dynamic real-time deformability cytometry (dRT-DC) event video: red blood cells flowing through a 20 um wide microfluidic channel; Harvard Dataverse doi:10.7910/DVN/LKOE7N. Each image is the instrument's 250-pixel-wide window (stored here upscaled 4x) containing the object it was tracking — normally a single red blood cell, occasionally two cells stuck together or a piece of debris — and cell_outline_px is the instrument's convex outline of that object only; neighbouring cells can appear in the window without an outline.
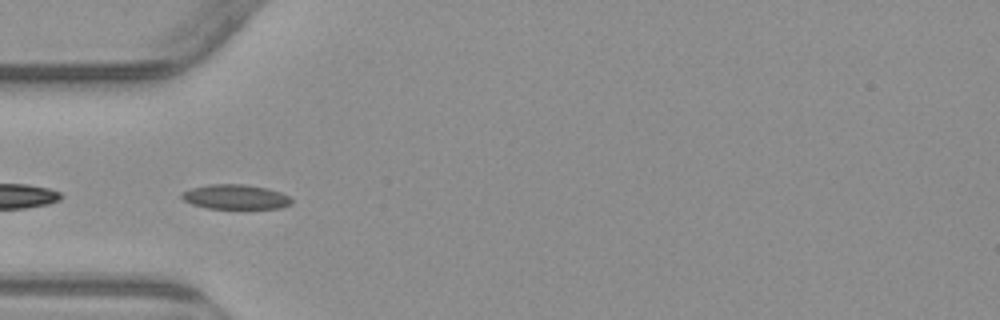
{"species": "common noctule bat (a hibernating species)", "species_latin": "Nyctalus noctula", "temperature_condition": "warm", "stored_images_in_passage": 7, "camera_frame_rate_fps": 3000, "um_per_image_px": 0.085, "animal": {"sex": "male", "body_mass_g": 23.1, "forearm_length_mm": 52.7}, "frame": {"image": 1, "passage_image": 5, "time_ms": 4.667, "image_size_px": [1000, 320], "cell_outline_px": [[292, 204], [280, 208], [208, 208], [192, 204], [184, 200], [180, 196], [184, 192], [192, 188], [208, 184], [244, 184], [268, 188], [280, 192], [288, 196], [292, 200]], "centroid_in_image_um": [20.04, 16.73], "position_along_channel_um": 65.0, "area_um2": 15.66}}
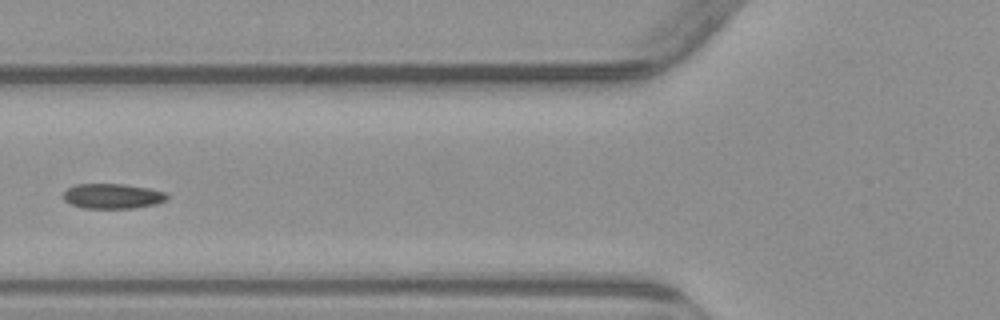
{"frame": {"image": 2, "passage_image": 6, "time_ms": 6.0, "image_size_px": [1000, 320], "cell_outline_px": [[168, 200], [156, 204], [132, 208], [84, 208], [72, 204], [64, 200], [64, 192], [68, 188], [76, 184], [124, 184], [148, 188], [164, 192], [168, 196]], "centroid_in_image_um": [9.58, 16.67], "position_along_channel_um": 116.2, "area_um2": 15.03}}
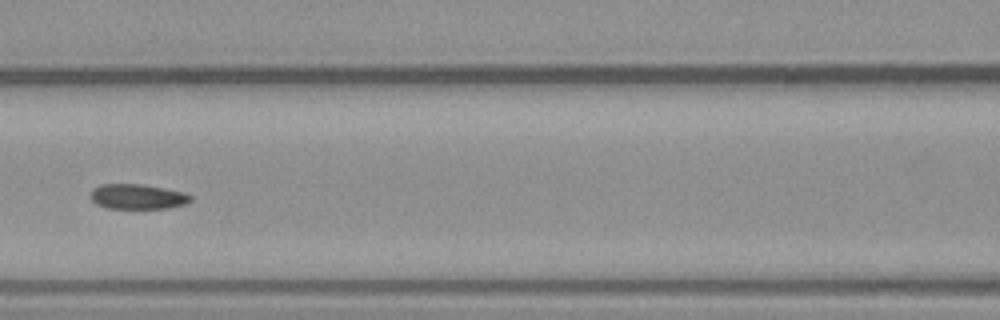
{"frame": {"image": 3, "passage_image": 7, "time_ms": 7.0, "image_size_px": [1000, 320], "cell_outline_px": [[192, 200], [184, 204], [168, 208], [108, 208], [96, 204], [92, 200], [92, 188], [100, 184], [140, 184], [164, 188], [184, 192], [192, 196]], "centroid_in_image_um": [11.7, 16.71], "position_along_channel_um": 154.9, "area_um2": 14.51}}